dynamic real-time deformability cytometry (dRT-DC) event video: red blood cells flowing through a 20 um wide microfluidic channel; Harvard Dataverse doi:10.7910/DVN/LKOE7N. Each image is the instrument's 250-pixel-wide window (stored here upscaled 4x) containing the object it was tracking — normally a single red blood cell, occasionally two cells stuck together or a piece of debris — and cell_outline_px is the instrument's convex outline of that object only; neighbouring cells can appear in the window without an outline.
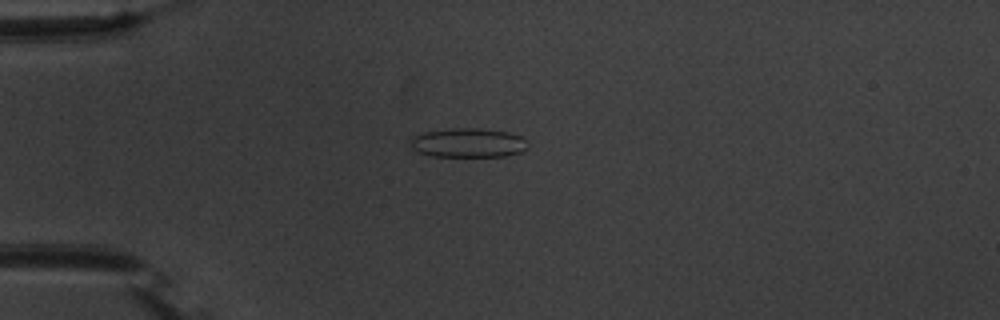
{"species": "common noctule bat (a hibernating species)", "species_latin": "Nyctalus noctula", "temperature_condition": "warm", "stored_images_in_passage": 55, "camera_frame_rate_fps": 3000, "um_per_image_px": 0.085, "animal": {"sex": "male", "body_mass_g": 20.1, "forearm_length_mm": 53.5}, "frame": {"image": 1, "passage_image": 15, "time_ms": 4.667, "image_size_px": [1000, 320], "cell_outline_px": [[528, 148], [520, 152], [504, 156], [432, 156], [416, 152], [412, 148], [408, 140], [412, 136], [424, 132], [452, 128], [476, 128], [508, 132], [520, 136], [528, 144]], "centroid_in_image_um": [39.74, 12.14], "position_along_channel_um": 45.3, "area_um2": 20.06}}
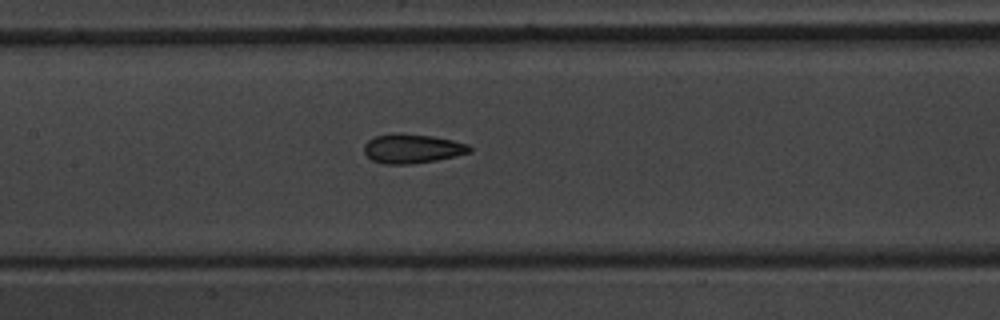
{"frame": {"image": 2, "passage_image": 27, "time_ms": 8.667, "image_size_px": [1000, 320], "cell_outline_px": [[472, 152], [456, 156], [436, 160], [408, 164], [384, 164], [372, 160], [364, 152], [364, 144], [368, 140], [376, 136], [392, 132], [396, 132], [432, 136], [452, 140], [468, 144], [472, 148]], "centroid_in_image_um": [35.04, 12.62], "position_along_channel_um": 172.4, "area_um2": 18.09}}
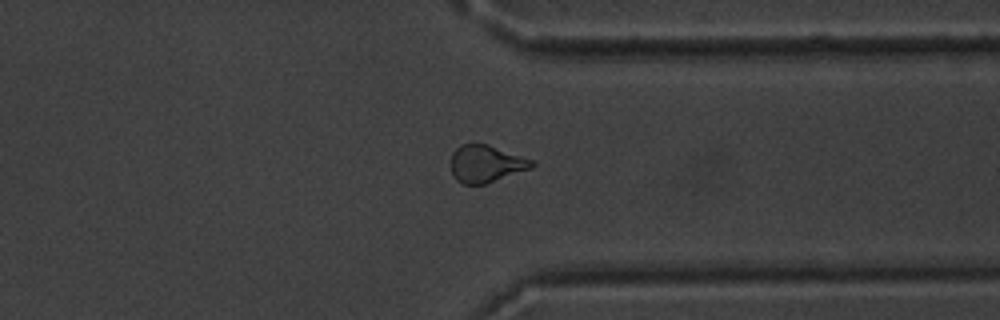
{"frame": {"image": 3, "passage_image": 43, "time_ms": 14.0, "image_size_px": [1000, 320], "cell_outline_px": [[536, 164], [532, 168], [484, 184], [464, 184], [456, 180], [452, 176], [452, 152], [460, 144], [488, 144], [536, 160]], "centroid_in_image_um": [41.35, 13.91], "position_along_channel_um": 370.1, "area_um2": 17.69}, "authors_computed_cell_mechanics": {"area_um2": 18.207, "velocity_mm_per_s": 3.7225, "shape_relaxation_time_tau1_ms": 5.3112, "shape_relaxation_time_tau2_ms": 1.4931, "deformation_change_tau1": 0.1481, "deformation_change_tau2": 0.088}}